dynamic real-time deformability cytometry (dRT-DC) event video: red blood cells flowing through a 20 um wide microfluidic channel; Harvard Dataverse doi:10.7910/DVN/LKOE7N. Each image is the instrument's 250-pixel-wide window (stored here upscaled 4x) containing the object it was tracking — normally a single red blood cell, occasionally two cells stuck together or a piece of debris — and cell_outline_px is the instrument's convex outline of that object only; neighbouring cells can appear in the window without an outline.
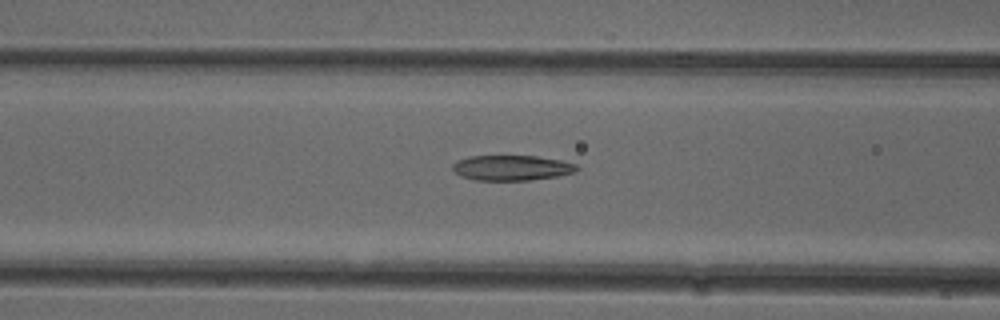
{"species": "common noctule bat (a hibernating species)", "species_latin": "Nyctalus noctula", "temperature_condition": "cold", "stored_images_in_passage": 53, "camera_frame_rate_fps": 3000, "um_per_image_px": 0.085, "animal": {"sex": "female"}, "frame": {"image": 1, "passage_image": 21, "time_ms": 6.667, "image_size_px": [1000, 320], "cell_outline_px": [[580, 168], [576, 172], [556, 176], [528, 180], [476, 180], [460, 176], [452, 168], [452, 164], [456, 160], [468, 156], [536, 156], [560, 160], [576, 164]], "centroid_in_image_um": [43.48, 14.26], "position_along_channel_um": 123.1, "area_um2": 18.26}}
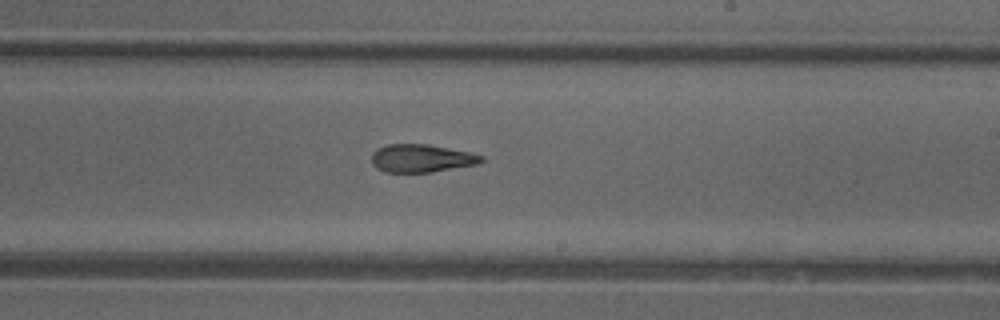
{"frame": {"image": 2, "passage_image": 31, "time_ms": 10.0, "image_size_px": [1000, 320], "cell_outline_px": [[484, 160], [476, 164], [432, 172], [384, 172], [376, 168], [372, 164], [372, 152], [376, 148], [388, 144], [428, 144], [468, 152], [484, 156]], "centroid_in_image_um": [35.78, 13.45], "position_along_channel_um": 253.2, "area_um2": 17.86}}
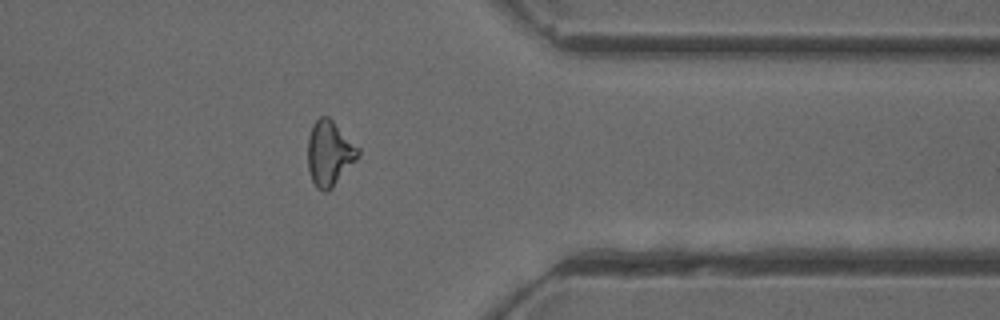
{"frame": {"image": 3, "passage_image": 42, "time_ms": 13.667, "image_size_px": [1000, 320], "cell_outline_px": [[360, 156], [332, 188], [328, 192], [324, 192], [316, 188], [312, 180], [308, 168], [308, 136], [312, 124], [320, 116], [328, 116], [360, 148]], "centroid_in_image_um": [28.01, 13.04], "position_along_channel_um": 383.4, "area_um2": 19.25}, "authors_computed_cell_mechanics": {"area_um2": 19.1318, "velocity_mm_per_s": 3.908, "shape_relaxation_time_tau1_ms": null, "shape_relaxation_time_tau2_ms": 3.2185, "deformation_change_tau1": null, "deformation_change_tau2": 0.1119}}